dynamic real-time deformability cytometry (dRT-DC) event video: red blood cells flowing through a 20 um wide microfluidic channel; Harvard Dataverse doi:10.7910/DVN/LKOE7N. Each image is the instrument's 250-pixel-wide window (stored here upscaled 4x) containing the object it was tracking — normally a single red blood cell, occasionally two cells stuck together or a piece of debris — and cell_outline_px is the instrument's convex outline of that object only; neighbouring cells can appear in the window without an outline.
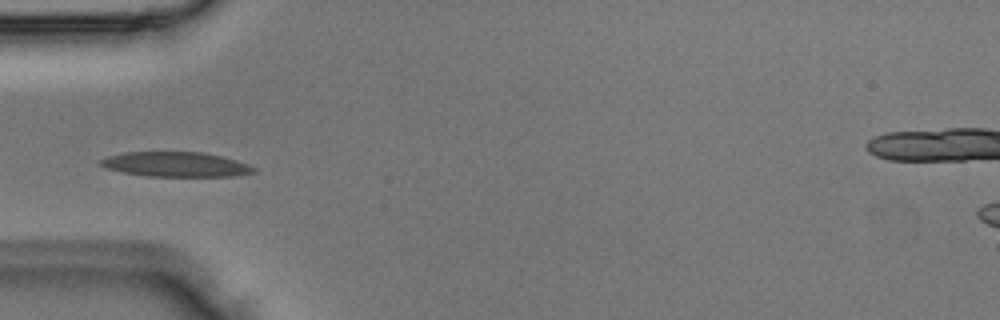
{"species": "Egyptian fruit bat (a non-hibernating species)", "species_latin": "Rousettus aegyptiacus", "temperature_condition": "room temperature", "stored_images_in_passage": 4, "camera_frame_rate_fps": 3000, "um_per_image_px": 0.085, "animal": {"sex": "male"}, "frame": {"image": 1, "passage_image": 3, "time_ms": 0.667, "image_size_px": [1000, 320], "cell_outline_px": [[256, 172], [232, 176], [148, 176], [124, 172], [108, 168], [100, 164], [100, 160], [108, 156], [124, 152], [200, 152], [220, 156], [236, 160], [248, 164], [256, 168]], "centroid_in_image_um": [14.97, 13.97], "position_along_channel_um": 70.0, "area_um2": 21.85}}
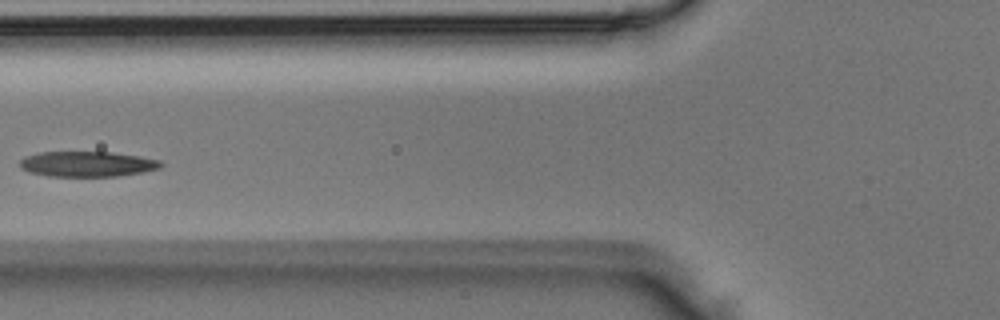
{"frame": {"image": 2, "passage_image": 4, "time_ms": 1.0, "image_size_px": [1000, 320], "cell_outline_px": [[164, 164], [160, 168], [120, 176], [48, 176], [32, 172], [20, 168], [20, 160], [24, 156], [40, 152], [112, 152], [140, 156], [160, 160]], "centroid_in_image_um": [7.43, 13.93], "position_along_channel_um": 118.4, "area_um2": 20.81}}